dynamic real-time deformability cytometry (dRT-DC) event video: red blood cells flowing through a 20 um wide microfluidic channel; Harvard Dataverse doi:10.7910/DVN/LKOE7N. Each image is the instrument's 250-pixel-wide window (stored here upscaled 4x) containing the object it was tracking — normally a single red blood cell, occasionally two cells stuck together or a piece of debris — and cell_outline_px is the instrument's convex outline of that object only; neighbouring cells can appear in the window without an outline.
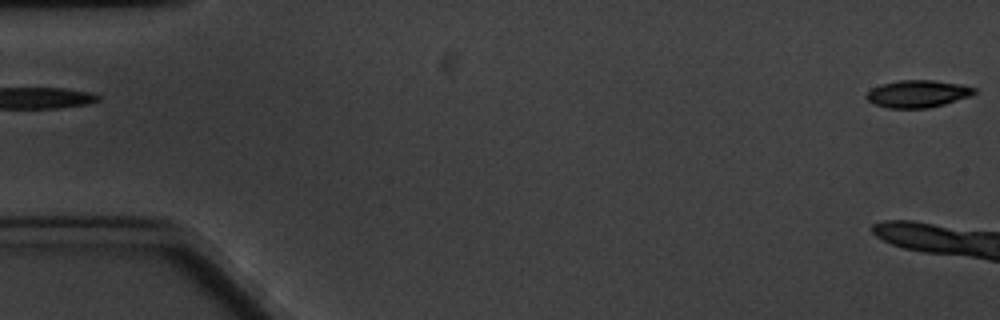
{"species": "common noctule bat (a hibernating species)", "species_latin": "Nyctalus noctula", "temperature_condition": "cold", "stored_images_in_passage": 5, "segment_of_instrument_passage": [2, 2], "camera_frame_rate_fps": 3000, "um_per_image_px": 0.085, "animal": {"sex": "male", "body_mass_g": 20.1, "forearm_length_mm": 53.5}, "frame": {"image": 1, "passage_image": 5, "time_ms": 4.667, "image_size_px": [1000, 320], "cell_outline_px": [[976, 92], [968, 96], [944, 104], [928, 108], [888, 108], [872, 104], [864, 96], [872, 88], [880, 84], [900, 80], [932, 80], [964, 84], [976, 88]], "centroid_in_image_um": [77.98, 7.97], "position_along_channel_um": 7.0, "area_um2": 17.22}}